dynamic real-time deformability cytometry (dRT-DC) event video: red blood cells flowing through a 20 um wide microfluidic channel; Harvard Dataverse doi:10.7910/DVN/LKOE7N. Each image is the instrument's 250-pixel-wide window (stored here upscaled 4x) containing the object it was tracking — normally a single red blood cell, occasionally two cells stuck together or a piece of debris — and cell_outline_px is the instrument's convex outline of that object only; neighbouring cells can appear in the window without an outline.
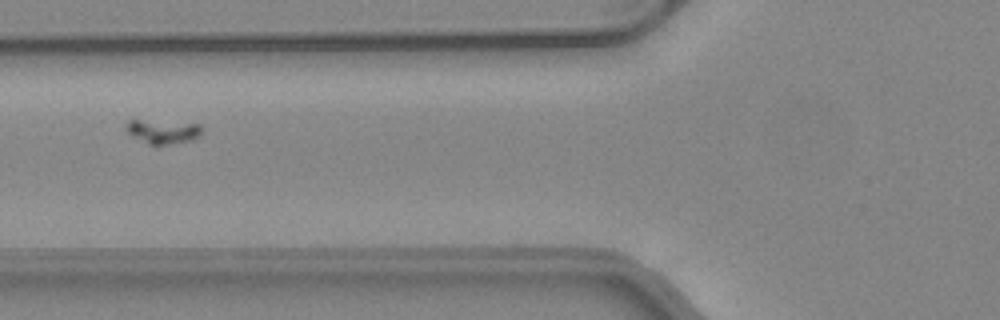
{"species": "common noctule bat (a hibernating species)", "species_latin": "Nyctalus noctula", "temperature_condition": "warm", "stored_images_in_passage": 44, "camera_frame_rate_fps": 3000, "um_per_image_px": 0.085, "animal": {"sex": "female", "body_mass_g": 24.6, "forearm_length_mm": 56.2}, "frame": {"image": 1, "passage_image": 13, "time_ms": 4.0, "image_size_px": [1000, 320], "cell_outline_px": [[204, 128], [200, 136], [192, 140], [164, 144], [148, 144], [132, 136], [124, 128], [124, 124], [128, 120], [140, 120], [200, 124]], "centroid_in_image_um": [13.84, 11.17], "position_along_channel_um": 112.0, "area_um2": 10.52}}
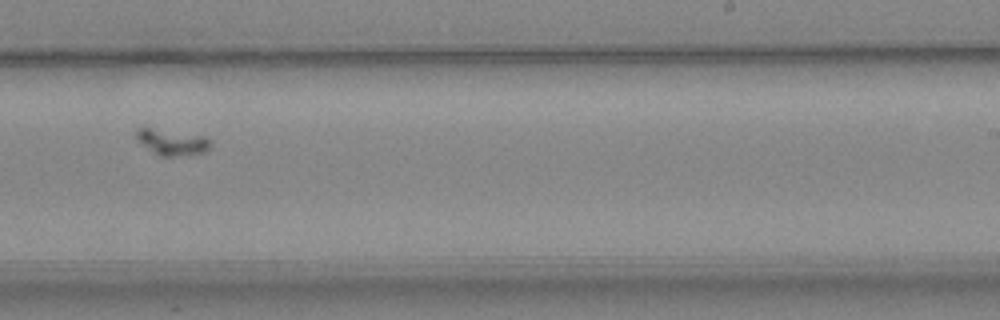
{"frame": {"image": 2, "passage_image": 25, "time_ms": 8.0, "image_size_px": [1000, 320], "cell_outline_px": [[212, 144], [204, 152], [172, 156], [160, 156], [144, 144], [136, 136], [136, 132], [140, 128], [148, 128], [204, 136], [212, 140]], "centroid_in_image_um": [14.69, 12.08], "position_along_channel_um": 274.3, "area_um2": 10.58}}
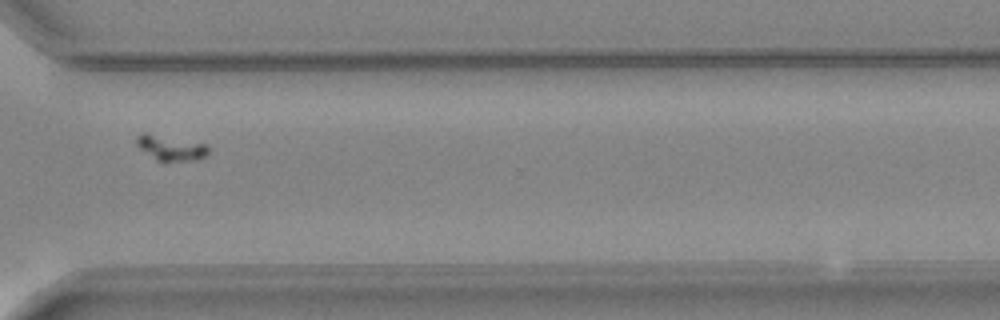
{"frame": {"image": 3, "passage_image": 31, "time_ms": 10.0, "image_size_px": [1000, 320], "cell_outline_px": [[208, 152], [204, 156], [196, 160], [156, 160], [140, 148], [136, 144], [136, 136], [144, 132], [204, 144], [208, 148]], "centroid_in_image_um": [14.47, 12.56], "position_along_channel_um": 356.1, "area_um2": 10.06}}